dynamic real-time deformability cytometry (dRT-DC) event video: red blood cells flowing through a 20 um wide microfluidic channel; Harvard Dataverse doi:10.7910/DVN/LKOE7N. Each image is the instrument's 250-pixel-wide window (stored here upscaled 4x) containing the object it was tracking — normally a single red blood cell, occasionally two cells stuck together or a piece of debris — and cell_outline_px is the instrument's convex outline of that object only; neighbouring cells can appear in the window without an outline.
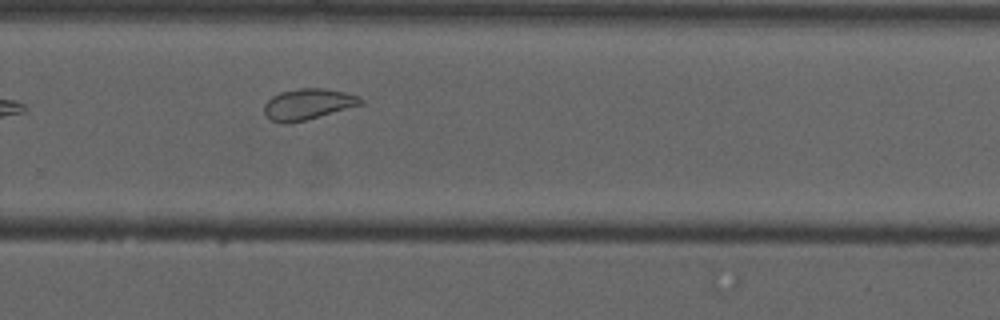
{"species": "common noctule bat (a hibernating species)", "species_latin": "Nyctalus noctula", "temperature_condition": "cold", "stored_images_in_passage": 10, "camera_frame_rate_fps": 3000, "um_per_image_px": 0.085, "animal": {"sex": "male", "forearm_length_mm": 52.5}, "frame": {"image": 1, "passage_image": 10, "time_ms": 11.0, "image_size_px": [1000, 320], "cell_outline_px": [[364, 104], [304, 120], [288, 124], [272, 120], [264, 112], [264, 104], [272, 96], [280, 92], [300, 88], [324, 88], [344, 92], [360, 96], [364, 100]], "centroid_in_image_um": [26.2, 8.84], "position_along_channel_um": 303.6, "area_um2": 17.28}}